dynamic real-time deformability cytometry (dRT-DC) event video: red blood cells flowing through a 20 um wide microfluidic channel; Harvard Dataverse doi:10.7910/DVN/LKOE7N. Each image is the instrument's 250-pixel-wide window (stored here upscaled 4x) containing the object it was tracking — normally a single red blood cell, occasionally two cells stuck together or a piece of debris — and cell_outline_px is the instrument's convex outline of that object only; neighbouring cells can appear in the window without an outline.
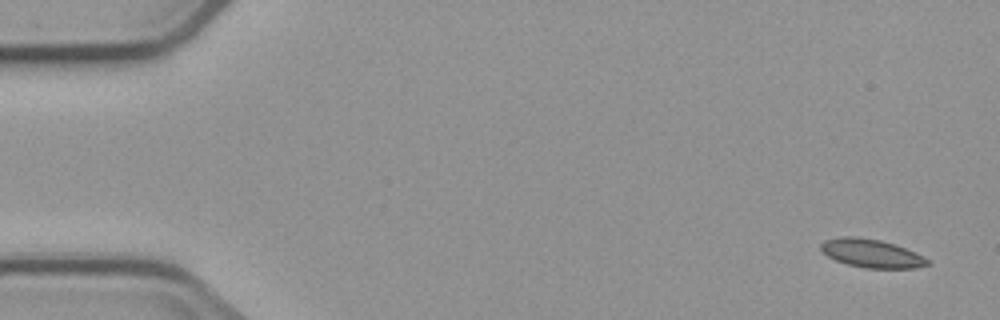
{"species": "common noctule bat (a hibernating species)", "species_latin": "Nyctalus noctula", "temperature_condition": "cold", "stored_images_in_passage": 5, "camera_frame_rate_fps": 3000, "um_per_image_px": 0.085, "animal": {"sex": "male", "body_mass_g": 23.1, "forearm_length_mm": 52.7}, "frame": {"image": 1, "passage_image": 1, "time_ms": 0.0, "image_size_px": [1000, 320], "cell_outline_px": [[932, 264], [912, 268], [864, 268], [848, 264], [836, 260], [828, 256], [820, 248], [820, 244], [824, 240], [840, 236], [856, 236], [880, 240], [896, 244], [928, 260]], "centroid_in_image_um": [74.03, 21.52], "position_along_channel_um": 11.0, "area_um2": 17.46}}
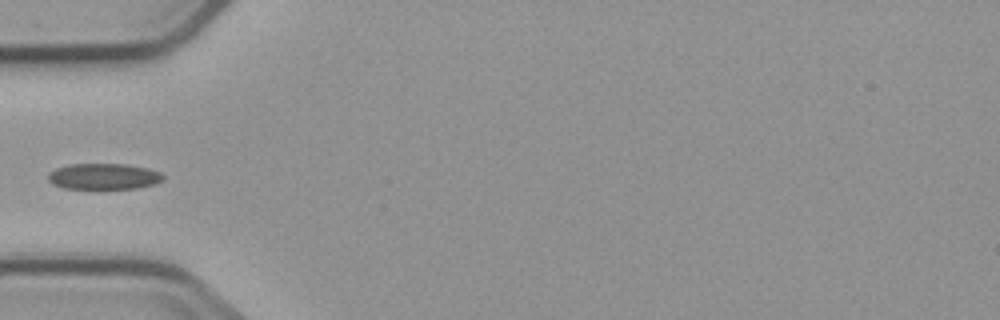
{"frame": {"image": 2, "passage_image": 5, "time_ms": 5.333, "image_size_px": [1000, 320], "cell_outline_px": [[164, 180], [152, 184], [136, 188], [64, 188], [52, 184], [48, 180], [48, 172], [56, 168], [72, 164], [128, 164], [148, 168], [160, 172], [164, 176]], "centroid_in_image_um": [8.81, 14.98], "position_along_channel_um": 76.2, "area_um2": 17.34}}